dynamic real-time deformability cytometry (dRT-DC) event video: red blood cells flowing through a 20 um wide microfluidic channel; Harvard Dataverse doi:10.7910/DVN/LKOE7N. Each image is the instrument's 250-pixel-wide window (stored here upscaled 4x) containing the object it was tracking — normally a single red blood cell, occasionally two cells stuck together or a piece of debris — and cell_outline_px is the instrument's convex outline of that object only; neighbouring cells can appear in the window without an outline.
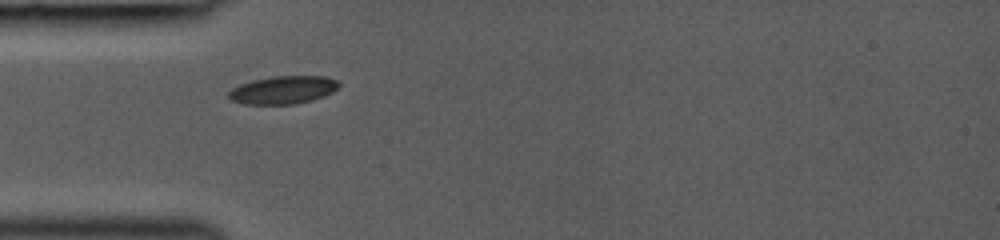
{"species": "common noctule bat (a hibernating species)", "species_latin": "Nyctalus noctula", "temperature_condition": "room temperature", "stored_images_in_passage": 28, "camera_frame_rate_fps": 3000, "um_per_image_px": 0.085, "animal": {"sex": "female", "body_mass_g": 19.0, "forearm_length_mm": 53.3}, "frame": {"image": 1, "passage_image": 1, "time_ms": 0.0, "image_size_px": [1000, 240], "cell_outline_px": [[340, 84], [332, 92], [324, 96], [312, 100], [296, 104], [244, 104], [232, 100], [228, 96], [228, 92], [232, 88], [240, 84], [252, 80], [272, 76], [324, 76], [336, 80]], "centroid_in_image_um": [24.04, 7.64], "position_along_channel_um": 61.0, "area_um2": 17.92}}
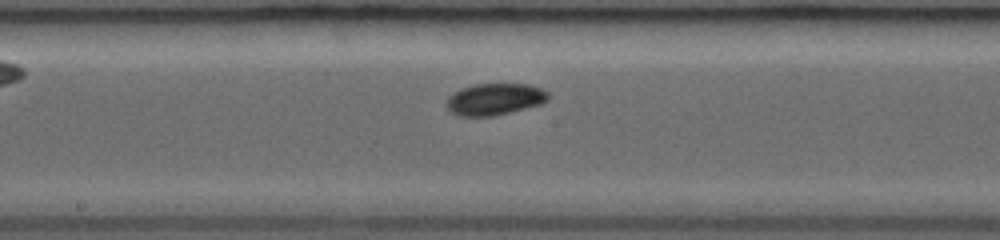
{"frame": {"image": 2, "passage_image": 11, "time_ms": 3.333, "image_size_px": [1000, 240], "cell_outline_px": [[548, 100], [540, 104], [492, 116], [456, 116], [444, 104], [448, 96], [460, 88], [472, 84], [528, 84], [540, 88], [548, 92]], "centroid_in_image_um": [41.99, 8.42], "position_along_channel_um": 206.2, "area_um2": 18.79}}
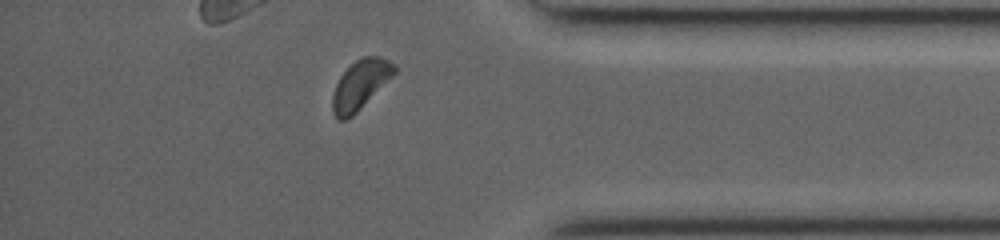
{"frame": {"image": 3, "passage_image": 25, "time_ms": 8.0, "image_size_px": [1000, 240], "cell_outline_px": [[396, 72], [352, 116], [344, 120], [336, 120], [332, 112], [332, 96], [336, 84], [340, 76], [356, 60], [364, 56], [380, 56], [396, 64]], "centroid_in_image_um": [30.61, 7.2], "position_along_channel_um": 404.6, "area_um2": 17.46}}